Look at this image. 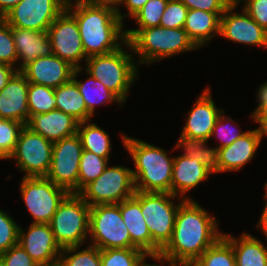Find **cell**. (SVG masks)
<instances>
[{
    "instance_id": "obj_1",
    "label": "cell",
    "mask_w": 267,
    "mask_h": 266,
    "mask_svg": "<svg viewBox=\"0 0 267 266\" xmlns=\"http://www.w3.org/2000/svg\"><path fill=\"white\" fill-rule=\"evenodd\" d=\"M218 222L194 200H185L178 208L172 237L160 254L180 266L195 262L222 235Z\"/></svg>"
},
{
    "instance_id": "obj_2",
    "label": "cell",
    "mask_w": 267,
    "mask_h": 266,
    "mask_svg": "<svg viewBox=\"0 0 267 266\" xmlns=\"http://www.w3.org/2000/svg\"><path fill=\"white\" fill-rule=\"evenodd\" d=\"M66 9L77 21L87 57L108 54L126 42L125 30H122L124 23L118 17L115 7L78 1L72 4V0H67Z\"/></svg>"
},
{
    "instance_id": "obj_3",
    "label": "cell",
    "mask_w": 267,
    "mask_h": 266,
    "mask_svg": "<svg viewBox=\"0 0 267 266\" xmlns=\"http://www.w3.org/2000/svg\"><path fill=\"white\" fill-rule=\"evenodd\" d=\"M123 145L134 161L132 169L135 190L171 193L174 157L167 151L145 141L122 135Z\"/></svg>"
},
{
    "instance_id": "obj_4",
    "label": "cell",
    "mask_w": 267,
    "mask_h": 266,
    "mask_svg": "<svg viewBox=\"0 0 267 266\" xmlns=\"http://www.w3.org/2000/svg\"><path fill=\"white\" fill-rule=\"evenodd\" d=\"M126 42L122 45L140 56V64H152L167 57L196 50L198 47L189 38L184 28L162 26L127 29Z\"/></svg>"
},
{
    "instance_id": "obj_5",
    "label": "cell",
    "mask_w": 267,
    "mask_h": 266,
    "mask_svg": "<svg viewBox=\"0 0 267 266\" xmlns=\"http://www.w3.org/2000/svg\"><path fill=\"white\" fill-rule=\"evenodd\" d=\"M123 46L108 54L93 55L86 59L85 70L107 89L112 91L124 104L138 70L131 54Z\"/></svg>"
},
{
    "instance_id": "obj_6",
    "label": "cell",
    "mask_w": 267,
    "mask_h": 266,
    "mask_svg": "<svg viewBox=\"0 0 267 266\" xmlns=\"http://www.w3.org/2000/svg\"><path fill=\"white\" fill-rule=\"evenodd\" d=\"M90 206L79 194L69 193L49 225L61 248L82 246L89 234Z\"/></svg>"
},
{
    "instance_id": "obj_7",
    "label": "cell",
    "mask_w": 267,
    "mask_h": 266,
    "mask_svg": "<svg viewBox=\"0 0 267 266\" xmlns=\"http://www.w3.org/2000/svg\"><path fill=\"white\" fill-rule=\"evenodd\" d=\"M173 198L176 196L171 193L140 191L141 212L153 240V254H160L170 241L177 210L186 200L182 198L174 205Z\"/></svg>"
},
{
    "instance_id": "obj_8",
    "label": "cell",
    "mask_w": 267,
    "mask_h": 266,
    "mask_svg": "<svg viewBox=\"0 0 267 266\" xmlns=\"http://www.w3.org/2000/svg\"><path fill=\"white\" fill-rule=\"evenodd\" d=\"M132 169L124 166L106 167L103 173L89 183L79 195L91 207L119 204L135 194Z\"/></svg>"
},
{
    "instance_id": "obj_9",
    "label": "cell",
    "mask_w": 267,
    "mask_h": 266,
    "mask_svg": "<svg viewBox=\"0 0 267 266\" xmlns=\"http://www.w3.org/2000/svg\"><path fill=\"white\" fill-rule=\"evenodd\" d=\"M89 236L101 249L131 248V238L120 213L119 204L90 207Z\"/></svg>"
},
{
    "instance_id": "obj_10",
    "label": "cell",
    "mask_w": 267,
    "mask_h": 266,
    "mask_svg": "<svg viewBox=\"0 0 267 266\" xmlns=\"http://www.w3.org/2000/svg\"><path fill=\"white\" fill-rule=\"evenodd\" d=\"M23 201L33 217L32 223L49 224L59 204L69 192L46 176L23 177L20 184Z\"/></svg>"
},
{
    "instance_id": "obj_11",
    "label": "cell",
    "mask_w": 267,
    "mask_h": 266,
    "mask_svg": "<svg viewBox=\"0 0 267 266\" xmlns=\"http://www.w3.org/2000/svg\"><path fill=\"white\" fill-rule=\"evenodd\" d=\"M52 148L53 142L24 125L9 159H16L19 170L25 172L24 177L46 176L51 166Z\"/></svg>"
},
{
    "instance_id": "obj_12",
    "label": "cell",
    "mask_w": 267,
    "mask_h": 266,
    "mask_svg": "<svg viewBox=\"0 0 267 266\" xmlns=\"http://www.w3.org/2000/svg\"><path fill=\"white\" fill-rule=\"evenodd\" d=\"M83 147L78 134L53 143L51 166L46 177L69 193L78 194L79 163Z\"/></svg>"
},
{
    "instance_id": "obj_13",
    "label": "cell",
    "mask_w": 267,
    "mask_h": 266,
    "mask_svg": "<svg viewBox=\"0 0 267 266\" xmlns=\"http://www.w3.org/2000/svg\"><path fill=\"white\" fill-rule=\"evenodd\" d=\"M66 4L67 0H22L3 19L11 27L47 31Z\"/></svg>"
},
{
    "instance_id": "obj_14",
    "label": "cell",
    "mask_w": 267,
    "mask_h": 266,
    "mask_svg": "<svg viewBox=\"0 0 267 266\" xmlns=\"http://www.w3.org/2000/svg\"><path fill=\"white\" fill-rule=\"evenodd\" d=\"M53 54L67 61L74 68H80L85 55L82 39L75 17L65 9L47 30Z\"/></svg>"
},
{
    "instance_id": "obj_15",
    "label": "cell",
    "mask_w": 267,
    "mask_h": 266,
    "mask_svg": "<svg viewBox=\"0 0 267 266\" xmlns=\"http://www.w3.org/2000/svg\"><path fill=\"white\" fill-rule=\"evenodd\" d=\"M237 5H229L220 19L219 35L229 41L267 48V32L243 9L242 14L234 13Z\"/></svg>"
},
{
    "instance_id": "obj_16",
    "label": "cell",
    "mask_w": 267,
    "mask_h": 266,
    "mask_svg": "<svg viewBox=\"0 0 267 266\" xmlns=\"http://www.w3.org/2000/svg\"><path fill=\"white\" fill-rule=\"evenodd\" d=\"M19 229V244L38 265L59 261L62 248L56 242L49 224L31 223L25 233Z\"/></svg>"
},
{
    "instance_id": "obj_17",
    "label": "cell",
    "mask_w": 267,
    "mask_h": 266,
    "mask_svg": "<svg viewBox=\"0 0 267 266\" xmlns=\"http://www.w3.org/2000/svg\"><path fill=\"white\" fill-rule=\"evenodd\" d=\"M74 67L55 54L38 57L25 65L20 72L29 83L56 89L72 79Z\"/></svg>"
},
{
    "instance_id": "obj_18",
    "label": "cell",
    "mask_w": 267,
    "mask_h": 266,
    "mask_svg": "<svg viewBox=\"0 0 267 266\" xmlns=\"http://www.w3.org/2000/svg\"><path fill=\"white\" fill-rule=\"evenodd\" d=\"M210 87H207L193 104L187 115V122L180 135L202 140H211L210 136L219 115L224 111L216 108L211 97Z\"/></svg>"
},
{
    "instance_id": "obj_19",
    "label": "cell",
    "mask_w": 267,
    "mask_h": 266,
    "mask_svg": "<svg viewBox=\"0 0 267 266\" xmlns=\"http://www.w3.org/2000/svg\"><path fill=\"white\" fill-rule=\"evenodd\" d=\"M28 87L26 77L17 71L0 91V118L18 121L24 125L29 120Z\"/></svg>"
},
{
    "instance_id": "obj_20",
    "label": "cell",
    "mask_w": 267,
    "mask_h": 266,
    "mask_svg": "<svg viewBox=\"0 0 267 266\" xmlns=\"http://www.w3.org/2000/svg\"><path fill=\"white\" fill-rule=\"evenodd\" d=\"M263 136L262 131L256 128L247 131L231 145L218 148L219 173L239 171L245 164H248L255 157Z\"/></svg>"
},
{
    "instance_id": "obj_21",
    "label": "cell",
    "mask_w": 267,
    "mask_h": 266,
    "mask_svg": "<svg viewBox=\"0 0 267 266\" xmlns=\"http://www.w3.org/2000/svg\"><path fill=\"white\" fill-rule=\"evenodd\" d=\"M120 213L131 238V248L153 254V240L141 212L140 191L120 203Z\"/></svg>"
},
{
    "instance_id": "obj_22",
    "label": "cell",
    "mask_w": 267,
    "mask_h": 266,
    "mask_svg": "<svg viewBox=\"0 0 267 266\" xmlns=\"http://www.w3.org/2000/svg\"><path fill=\"white\" fill-rule=\"evenodd\" d=\"M78 124L79 122L71 115L54 109L47 113L31 116L26 126L54 143L76 134Z\"/></svg>"
},
{
    "instance_id": "obj_23",
    "label": "cell",
    "mask_w": 267,
    "mask_h": 266,
    "mask_svg": "<svg viewBox=\"0 0 267 266\" xmlns=\"http://www.w3.org/2000/svg\"><path fill=\"white\" fill-rule=\"evenodd\" d=\"M210 174L212 173L198 159L187 157L183 154L174 157L171 194L180 195L183 196V199L191 200L189 197L186 198L185 194L204 180H207Z\"/></svg>"
},
{
    "instance_id": "obj_24",
    "label": "cell",
    "mask_w": 267,
    "mask_h": 266,
    "mask_svg": "<svg viewBox=\"0 0 267 266\" xmlns=\"http://www.w3.org/2000/svg\"><path fill=\"white\" fill-rule=\"evenodd\" d=\"M12 36L18 61H21L20 66H17L18 71L38 57H47L53 54L47 31L12 27Z\"/></svg>"
},
{
    "instance_id": "obj_25",
    "label": "cell",
    "mask_w": 267,
    "mask_h": 266,
    "mask_svg": "<svg viewBox=\"0 0 267 266\" xmlns=\"http://www.w3.org/2000/svg\"><path fill=\"white\" fill-rule=\"evenodd\" d=\"M224 12H207L200 9H189L184 23V30L194 44L200 48L208 44L220 33V19Z\"/></svg>"
},
{
    "instance_id": "obj_26",
    "label": "cell",
    "mask_w": 267,
    "mask_h": 266,
    "mask_svg": "<svg viewBox=\"0 0 267 266\" xmlns=\"http://www.w3.org/2000/svg\"><path fill=\"white\" fill-rule=\"evenodd\" d=\"M222 236L232 245L236 266H267V247L258 238L246 232L238 239Z\"/></svg>"
},
{
    "instance_id": "obj_27",
    "label": "cell",
    "mask_w": 267,
    "mask_h": 266,
    "mask_svg": "<svg viewBox=\"0 0 267 266\" xmlns=\"http://www.w3.org/2000/svg\"><path fill=\"white\" fill-rule=\"evenodd\" d=\"M82 71V67L75 68L72 74V80L76 83L80 94L85 101L88 112L93 116L97 105L108 104L109 102H118L122 106V101L99 80H96L91 74L84 70L89 78L86 82H81L77 76Z\"/></svg>"
},
{
    "instance_id": "obj_28",
    "label": "cell",
    "mask_w": 267,
    "mask_h": 266,
    "mask_svg": "<svg viewBox=\"0 0 267 266\" xmlns=\"http://www.w3.org/2000/svg\"><path fill=\"white\" fill-rule=\"evenodd\" d=\"M54 95L57 100L56 109L71 115L79 123L91 120L92 115L88 112L85 101L72 79L54 89Z\"/></svg>"
},
{
    "instance_id": "obj_29",
    "label": "cell",
    "mask_w": 267,
    "mask_h": 266,
    "mask_svg": "<svg viewBox=\"0 0 267 266\" xmlns=\"http://www.w3.org/2000/svg\"><path fill=\"white\" fill-rule=\"evenodd\" d=\"M208 140L198 138H190L180 135L179 140L175 146L176 148H183L184 154L187 157L195 158L201 161L202 165L211 173L219 172V158L218 148L207 147Z\"/></svg>"
},
{
    "instance_id": "obj_30",
    "label": "cell",
    "mask_w": 267,
    "mask_h": 266,
    "mask_svg": "<svg viewBox=\"0 0 267 266\" xmlns=\"http://www.w3.org/2000/svg\"><path fill=\"white\" fill-rule=\"evenodd\" d=\"M88 122H80L77 129L83 150L93 152L97 156L109 160L110 150L112 149L109 134L98 127L97 124H89Z\"/></svg>"
},
{
    "instance_id": "obj_31",
    "label": "cell",
    "mask_w": 267,
    "mask_h": 266,
    "mask_svg": "<svg viewBox=\"0 0 267 266\" xmlns=\"http://www.w3.org/2000/svg\"><path fill=\"white\" fill-rule=\"evenodd\" d=\"M199 266H236L232 245L221 236L195 261Z\"/></svg>"
},
{
    "instance_id": "obj_32",
    "label": "cell",
    "mask_w": 267,
    "mask_h": 266,
    "mask_svg": "<svg viewBox=\"0 0 267 266\" xmlns=\"http://www.w3.org/2000/svg\"><path fill=\"white\" fill-rule=\"evenodd\" d=\"M108 161L93 152L83 150L79 163L78 194L103 173L108 166Z\"/></svg>"
},
{
    "instance_id": "obj_33",
    "label": "cell",
    "mask_w": 267,
    "mask_h": 266,
    "mask_svg": "<svg viewBox=\"0 0 267 266\" xmlns=\"http://www.w3.org/2000/svg\"><path fill=\"white\" fill-rule=\"evenodd\" d=\"M54 89L44 85L29 83L28 109L29 118L33 115L43 114L56 109Z\"/></svg>"
},
{
    "instance_id": "obj_34",
    "label": "cell",
    "mask_w": 267,
    "mask_h": 266,
    "mask_svg": "<svg viewBox=\"0 0 267 266\" xmlns=\"http://www.w3.org/2000/svg\"><path fill=\"white\" fill-rule=\"evenodd\" d=\"M79 248L78 245L62 248L59 257L62 266H101L100 249L98 247L90 244L81 251Z\"/></svg>"
},
{
    "instance_id": "obj_35",
    "label": "cell",
    "mask_w": 267,
    "mask_h": 266,
    "mask_svg": "<svg viewBox=\"0 0 267 266\" xmlns=\"http://www.w3.org/2000/svg\"><path fill=\"white\" fill-rule=\"evenodd\" d=\"M146 255L139 248L101 249V266H137Z\"/></svg>"
},
{
    "instance_id": "obj_36",
    "label": "cell",
    "mask_w": 267,
    "mask_h": 266,
    "mask_svg": "<svg viewBox=\"0 0 267 266\" xmlns=\"http://www.w3.org/2000/svg\"><path fill=\"white\" fill-rule=\"evenodd\" d=\"M167 3L168 0H148L132 17L137 22L138 29L160 26Z\"/></svg>"
},
{
    "instance_id": "obj_37",
    "label": "cell",
    "mask_w": 267,
    "mask_h": 266,
    "mask_svg": "<svg viewBox=\"0 0 267 266\" xmlns=\"http://www.w3.org/2000/svg\"><path fill=\"white\" fill-rule=\"evenodd\" d=\"M24 124L0 118V159H9L15 150Z\"/></svg>"
},
{
    "instance_id": "obj_38",
    "label": "cell",
    "mask_w": 267,
    "mask_h": 266,
    "mask_svg": "<svg viewBox=\"0 0 267 266\" xmlns=\"http://www.w3.org/2000/svg\"><path fill=\"white\" fill-rule=\"evenodd\" d=\"M19 229L11 216L0 210V254L19 243Z\"/></svg>"
},
{
    "instance_id": "obj_39",
    "label": "cell",
    "mask_w": 267,
    "mask_h": 266,
    "mask_svg": "<svg viewBox=\"0 0 267 266\" xmlns=\"http://www.w3.org/2000/svg\"><path fill=\"white\" fill-rule=\"evenodd\" d=\"M18 62L17 52L12 36V27L0 18V63L14 67Z\"/></svg>"
},
{
    "instance_id": "obj_40",
    "label": "cell",
    "mask_w": 267,
    "mask_h": 266,
    "mask_svg": "<svg viewBox=\"0 0 267 266\" xmlns=\"http://www.w3.org/2000/svg\"><path fill=\"white\" fill-rule=\"evenodd\" d=\"M223 113L224 111H222V113L216 120L215 126L210 136V138L214 136V138L218 137L217 139L221 140V143L219 146H217V148L227 147L231 145L236 139L242 137L244 134L247 133V131L241 132V130H236L234 127L229 126L230 122L234 123L235 121L232 120L230 117H225Z\"/></svg>"
},
{
    "instance_id": "obj_41",
    "label": "cell",
    "mask_w": 267,
    "mask_h": 266,
    "mask_svg": "<svg viewBox=\"0 0 267 266\" xmlns=\"http://www.w3.org/2000/svg\"><path fill=\"white\" fill-rule=\"evenodd\" d=\"M188 10L181 0H168L161 17L160 26L165 28H184Z\"/></svg>"
},
{
    "instance_id": "obj_42",
    "label": "cell",
    "mask_w": 267,
    "mask_h": 266,
    "mask_svg": "<svg viewBox=\"0 0 267 266\" xmlns=\"http://www.w3.org/2000/svg\"><path fill=\"white\" fill-rule=\"evenodd\" d=\"M0 261L3 266H38L19 243L0 254Z\"/></svg>"
},
{
    "instance_id": "obj_43",
    "label": "cell",
    "mask_w": 267,
    "mask_h": 266,
    "mask_svg": "<svg viewBox=\"0 0 267 266\" xmlns=\"http://www.w3.org/2000/svg\"><path fill=\"white\" fill-rule=\"evenodd\" d=\"M257 101L259 102L256 110L250 115L253 121L259 123L260 129L264 136L267 135V82L260 86L257 92Z\"/></svg>"
},
{
    "instance_id": "obj_44",
    "label": "cell",
    "mask_w": 267,
    "mask_h": 266,
    "mask_svg": "<svg viewBox=\"0 0 267 266\" xmlns=\"http://www.w3.org/2000/svg\"><path fill=\"white\" fill-rule=\"evenodd\" d=\"M243 3L245 12L267 32V0H244Z\"/></svg>"
},
{
    "instance_id": "obj_45",
    "label": "cell",
    "mask_w": 267,
    "mask_h": 266,
    "mask_svg": "<svg viewBox=\"0 0 267 266\" xmlns=\"http://www.w3.org/2000/svg\"><path fill=\"white\" fill-rule=\"evenodd\" d=\"M188 9H200L207 12H224L229 4L225 0H181Z\"/></svg>"
},
{
    "instance_id": "obj_46",
    "label": "cell",
    "mask_w": 267,
    "mask_h": 266,
    "mask_svg": "<svg viewBox=\"0 0 267 266\" xmlns=\"http://www.w3.org/2000/svg\"><path fill=\"white\" fill-rule=\"evenodd\" d=\"M148 0H121L120 4H125L126 8H127V15L126 13H124L123 15L120 12V8L117 7L116 8V12L118 17L120 18V20L123 22L124 18L127 17L129 15V17H133L143 6L144 4L147 2Z\"/></svg>"
},
{
    "instance_id": "obj_47",
    "label": "cell",
    "mask_w": 267,
    "mask_h": 266,
    "mask_svg": "<svg viewBox=\"0 0 267 266\" xmlns=\"http://www.w3.org/2000/svg\"><path fill=\"white\" fill-rule=\"evenodd\" d=\"M17 71L16 67L0 63V91L7 85L8 81Z\"/></svg>"
},
{
    "instance_id": "obj_48",
    "label": "cell",
    "mask_w": 267,
    "mask_h": 266,
    "mask_svg": "<svg viewBox=\"0 0 267 266\" xmlns=\"http://www.w3.org/2000/svg\"><path fill=\"white\" fill-rule=\"evenodd\" d=\"M152 258L153 260H157V261H160L161 263H163V261L166 263L168 262L167 264L169 266H176L173 262H171L169 259H167L166 257H164L163 255L161 254H147L146 256H144L141 261L137 264V266H161V265H157V264H150V263H146V259L145 258ZM162 260V261H161Z\"/></svg>"
},
{
    "instance_id": "obj_49",
    "label": "cell",
    "mask_w": 267,
    "mask_h": 266,
    "mask_svg": "<svg viewBox=\"0 0 267 266\" xmlns=\"http://www.w3.org/2000/svg\"><path fill=\"white\" fill-rule=\"evenodd\" d=\"M22 0H0V18H3L13 7Z\"/></svg>"
},
{
    "instance_id": "obj_50",
    "label": "cell",
    "mask_w": 267,
    "mask_h": 266,
    "mask_svg": "<svg viewBox=\"0 0 267 266\" xmlns=\"http://www.w3.org/2000/svg\"><path fill=\"white\" fill-rule=\"evenodd\" d=\"M76 1L91 5H109L117 8L120 5L121 0H76Z\"/></svg>"
},
{
    "instance_id": "obj_51",
    "label": "cell",
    "mask_w": 267,
    "mask_h": 266,
    "mask_svg": "<svg viewBox=\"0 0 267 266\" xmlns=\"http://www.w3.org/2000/svg\"><path fill=\"white\" fill-rule=\"evenodd\" d=\"M264 198L267 200V197L265 195ZM256 226L260 228L263 231L264 235L267 237V201L265 208L262 210L259 222L257 223Z\"/></svg>"
},
{
    "instance_id": "obj_52",
    "label": "cell",
    "mask_w": 267,
    "mask_h": 266,
    "mask_svg": "<svg viewBox=\"0 0 267 266\" xmlns=\"http://www.w3.org/2000/svg\"><path fill=\"white\" fill-rule=\"evenodd\" d=\"M180 266H199L196 262H186L181 264Z\"/></svg>"
},
{
    "instance_id": "obj_53",
    "label": "cell",
    "mask_w": 267,
    "mask_h": 266,
    "mask_svg": "<svg viewBox=\"0 0 267 266\" xmlns=\"http://www.w3.org/2000/svg\"><path fill=\"white\" fill-rule=\"evenodd\" d=\"M38 266H62V264L58 261V262L53 263V264H49V265H38Z\"/></svg>"
},
{
    "instance_id": "obj_54",
    "label": "cell",
    "mask_w": 267,
    "mask_h": 266,
    "mask_svg": "<svg viewBox=\"0 0 267 266\" xmlns=\"http://www.w3.org/2000/svg\"><path fill=\"white\" fill-rule=\"evenodd\" d=\"M241 1L244 0H231V5H238Z\"/></svg>"
},
{
    "instance_id": "obj_55",
    "label": "cell",
    "mask_w": 267,
    "mask_h": 266,
    "mask_svg": "<svg viewBox=\"0 0 267 266\" xmlns=\"http://www.w3.org/2000/svg\"><path fill=\"white\" fill-rule=\"evenodd\" d=\"M265 196L267 197V182L265 183Z\"/></svg>"
},
{
    "instance_id": "obj_56",
    "label": "cell",
    "mask_w": 267,
    "mask_h": 266,
    "mask_svg": "<svg viewBox=\"0 0 267 266\" xmlns=\"http://www.w3.org/2000/svg\"><path fill=\"white\" fill-rule=\"evenodd\" d=\"M229 5H231V0H225Z\"/></svg>"
}]
</instances>
